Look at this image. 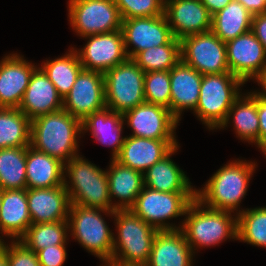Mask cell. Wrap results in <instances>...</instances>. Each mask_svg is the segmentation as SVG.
<instances>
[{
	"label": "cell",
	"instance_id": "1",
	"mask_svg": "<svg viewBox=\"0 0 266 266\" xmlns=\"http://www.w3.org/2000/svg\"><path fill=\"white\" fill-rule=\"evenodd\" d=\"M81 133L82 121L61 109L31 120L30 146L65 164L79 155Z\"/></svg>",
	"mask_w": 266,
	"mask_h": 266
},
{
	"label": "cell",
	"instance_id": "2",
	"mask_svg": "<svg viewBox=\"0 0 266 266\" xmlns=\"http://www.w3.org/2000/svg\"><path fill=\"white\" fill-rule=\"evenodd\" d=\"M255 163L239 158L226 163L209 178L203 188L196 189V199L208 208L236 211L239 214L240 203L246 196L257 166Z\"/></svg>",
	"mask_w": 266,
	"mask_h": 266
},
{
	"label": "cell",
	"instance_id": "3",
	"mask_svg": "<svg viewBox=\"0 0 266 266\" xmlns=\"http://www.w3.org/2000/svg\"><path fill=\"white\" fill-rule=\"evenodd\" d=\"M117 235H113L110 266H145L159 230L139 218L131 209L114 210Z\"/></svg>",
	"mask_w": 266,
	"mask_h": 266
},
{
	"label": "cell",
	"instance_id": "4",
	"mask_svg": "<svg viewBox=\"0 0 266 266\" xmlns=\"http://www.w3.org/2000/svg\"><path fill=\"white\" fill-rule=\"evenodd\" d=\"M231 213L208 208L196 198L191 202L180 230L193 253H197L198 247L215 246L227 239L237 240V214Z\"/></svg>",
	"mask_w": 266,
	"mask_h": 266
},
{
	"label": "cell",
	"instance_id": "5",
	"mask_svg": "<svg viewBox=\"0 0 266 266\" xmlns=\"http://www.w3.org/2000/svg\"><path fill=\"white\" fill-rule=\"evenodd\" d=\"M83 158L79 154L64 164V186L70 204L112 210L106 170Z\"/></svg>",
	"mask_w": 266,
	"mask_h": 266
},
{
	"label": "cell",
	"instance_id": "6",
	"mask_svg": "<svg viewBox=\"0 0 266 266\" xmlns=\"http://www.w3.org/2000/svg\"><path fill=\"white\" fill-rule=\"evenodd\" d=\"M244 84L230 72L203 75L194 114L210 130L219 129L224 124L233 102L241 95L240 89Z\"/></svg>",
	"mask_w": 266,
	"mask_h": 266
},
{
	"label": "cell",
	"instance_id": "7",
	"mask_svg": "<svg viewBox=\"0 0 266 266\" xmlns=\"http://www.w3.org/2000/svg\"><path fill=\"white\" fill-rule=\"evenodd\" d=\"M114 215V210L87 208L77 204H70L68 225L70 235L92 255L103 261V265L110 264L113 254V235L107 222L101 215Z\"/></svg>",
	"mask_w": 266,
	"mask_h": 266
},
{
	"label": "cell",
	"instance_id": "8",
	"mask_svg": "<svg viewBox=\"0 0 266 266\" xmlns=\"http://www.w3.org/2000/svg\"><path fill=\"white\" fill-rule=\"evenodd\" d=\"M195 198L196 192H161L143 186L130 209L159 231L179 230L181 225L176 226L165 221L185 215Z\"/></svg>",
	"mask_w": 266,
	"mask_h": 266
},
{
	"label": "cell",
	"instance_id": "9",
	"mask_svg": "<svg viewBox=\"0 0 266 266\" xmlns=\"http://www.w3.org/2000/svg\"><path fill=\"white\" fill-rule=\"evenodd\" d=\"M145 72L132 60L116 65L104 74L106 107L124 113L145 102Z\"/></svg>",
	"mask_w": 266,
	"mask_h": 266
},
{
	"label": "cell",
	"instance_id": "10",
	"mask_svg": "<svg viewBox=\"0 0 266 266\" xmlns=\"http://www.w3.org/2000/svg\"><path fill=\"white\" fill-rule=\"evenodd\" d=\"M68 8L70 25L80 37L121 30L115 0H69Z\"/></svg>",
	"mask_w": 266,
	"mask_h": 266
},
{
	"label": "cell",
	"instance_id": "11",
	"mask_svg": "<svg viewBox=\"0 0 266 266\" xmlns=\"http://www.w3.org/2000/svg\"><path fill=\"white\" fill-rule=\"evenodd\" d=\"M180 42L181 60L202 75L230 72L226 42L212 31L185 36Z\"/></svg>",
	"mask_w": 266,
	"mask_h": 266
},
{
	"label": "cell",
	"instance_id": "12",
	"mask_svg": "<svg viewBox=\"0 0 266 266\" xmlns=\"http://www.w3.org/2000/svg\"><path fill=\"white\" fill-rule=\"evenodd\" d=\"M121 30L125 51L129 59L138 52L164 44H181L173 36L166 16L139 17L122 20ZM134 47L129 48L132 45ZM130 49V50H129Z\"/></svg>",
	"mask_w": 266,
	"mask_h": 266
},
{
	"label": "cell",
	"instance_id": "13",
	"mask_svg": "<svg viewBox=\"0 0 266 266\" xmlns=\"http://www.w3.org/2000/svg\"><path fill=\"white\" fill-rule=\"evenodd\" d=\"M124 123L132 129L131 136L157 140H177L179 121L164 106L144 102L123 113Z\"/></svg>",
	"mask_w": 266,
	"mask_h": 266
},
{
	"label": "cell",
	"instance_id": "14",
	"mask_svg": "<svg viewBox=\"0 0 266 266\" xmlns=\"http://www.w3.org/2000/svg\"><path fill=\"white\" fill-rule=\"evenodd\" d=\"M83 38L88 39L86 45L78 51L75 50L85 70L105 74L108 70L128 59L122 30L89 35Z\"/></svg>",
	"mask_w": 266,
	"mask_h": 266
},
{
	"label": "cell",
	"instance_id": "15",
	"mask_svg": "<svg viewBox=\"0 0 266 266\" xmlns=\"http://www.w3.org/2000/svg\"><path fill=\"white\" fill-rule=\"evenodd\" d=\"M226 53L230 73L245 84L256 80L266 68V50L252 31L227 41Z\"/></svg>",
	"mask_w": 266,
	"mask_h": 266
},
{
	"label": "cell",
	"instance_id": "16",
	"mask_svg": "<svg viewBox=\"0 0 266 266\" xmlns=\"http://www.w3.org/2000/svg\"><path fill=\"white\" fill-rule=\"evenodd\" d=\"M106 107L104 74L83 69L70 92L63 98V109L83 121Z\"/></svg>",
	"mask_w": 266,
	"mask_h": 266
},
{
	"label": "cell",
	"instance_id": "17",
	"mask_svg": "<svg viewBox=\"0 0 266 266\" xmlns=\"http://www.w3.org/2000/svg\"><path fill=\"white\" fill-rule=\"evenodd\" d=\"M164 15L176 39L211 31L212 15L201 0H164Z\"/></svg>",
	"mask_w": 266,
	"mask_h": 266
},
{
	"label": "cell",
	"instance_id": "18",
	"mask_svg": "<svg viewBox=\"0 0 266 266\" xmlns=\"http://www.w3.org/2000/svg\"><path fill=\"white\" fill-rule=\"evenodd\" d=\"M17 53L5 55L0 61V107L19 108L37 67Z\"/></svg>",
	"mask_w": 266,
	"mask_h": 266
},
{
	"label": "cell",
	"instance_id": "19",
	"mask_svg": "<svg viewBox=\"0 0 266 266\" xmlns=\"http://www.w3.org/2000/svg\"><path fill=\"white\" fill-rule=\"evenodd\" d=\"M176 146L177 140H157L130 135L126 136L121 152L115 160L123 166L144 173Z\"/></svg>",
	"mask_w": 266,
	"mask_h": 266
},
{
	"label": "cell",
	"instance_id": "20",
	"mask_svg": "<svg viewBox=\"0 0 266 266\" xmlns=\"http://www.w3.org/2000/svg\"><path fill=\"white\" fill-rule=\"evenodd\" d=\"M18 109L30 120L63 109V98L40 66L34 69Z\"/></svg>",
	"mask_w": 266,
	"mask_h": 266
},
{
	"label": "cell",
	"instance_id": "21",
	"mask_svg": "<svg viewBox=\"0 0 266 266\" xmlns=\"http://www.w3.org/2000/svg\"><path fill=\"white\" fill-rule=\"evenodd\" d=\"M170 112L178 120L184 110L196 109L203 75L180 60L170 70Z\"/></svg>",
	"mask_w": 266,
	"mask_h": 266
},
{
	"label": "cell",
	"instance_id": "22",
	"mask_svg": "<svg viewBox=\"0 0 266 266\" xmlns=\"http://www.w3.org/2000/svg\"><path fill=\"white\" fill-rule=\"evenodd\" d=\"M27 202L32 224L68 220L70 199L64 185L27 189Z\"/></svg>",
	"mask_w": 266,
	"mask_h": 266
},
{
	"label": "cell",
	"instance_id": "23",
	"mask_svg": "<svg viewBox=\"0 0 266 266\" xmlns=\"http://www.w3.org/2000/svg\"><path fill=\"white\" fill-rule=\"evenodd\" d=\"M193 256L180 229L158 231L145 266H193Z\"/></svg>",
	"mask_w": 266,
	"mask_h": 266
},
{
	"label": "cell",
	"instance_id": "24",
	"mask_svg": "<svg viewBox=\"0 0 266 266\" xmlns=\"http://www.w3.org/2000/svg\"><path fill=\"white\" fill-rule=\"evenodd\" d=\"M32 224L28 210L27 189L2 190L0 210V240H19ZM4 234V235H3Z\"/></svg>",
	"mask_w": 266,
	"mask_h": 266
},
{
	"label": "cell",
	"instance_id": "25",
	"mask_svg": "<svg viewBox=\"0 0 266 266\" xmlns=\"http://www.w3.org/2000/svg\"><path fill=\"white\" fill-rule=\"evenodd\" d=\"M106 170L112 210L130 209L144 186L143 173L111 159ZM119 200L113 203L114 198ZM113 198V199H112Z\"/></svg>",
	"mask_w": 266,
	"mask_h": 266
},
{
	"label": "cell",
	"instance_id": "26",
	"mask_svg": "<svg viewBox=\"0 0 266 266\" xmlns=\"http://www.w3.org/2000/svg\"><path fill=\"white\" fill-rule=\"evenodd\" d=\"M124 127L123 114L105 107L88 115L82 121V134L90 130L96 141L112 147V160L122 149L126 137H121Z\"/></svg>",
	"mask_w": 266,
	"mask_h": 266
},
{
	"label": "cell",
	"instance_id": "27",
	"mask_svg": "<svg viewBox=\"0 0 266 266\" xmlns=\"http://www.w3.org/2000/svg\"><path fill=\"white\" fill-rule=\"evenodd\" d=\"M26 189L64 185V163L59 159L26 147Z\"/></svg>",
	"mask_w": 266,
	"mask_h": 266
},
{
	"label": "cell",
	"instance_id": "28",
	"mask_svg": "<svg viewBox=\"0 0 266 266\" xmlns=\"http://www.w3.org/2000/svg\"><path fill=\"white\" fill-rule=\"evenodd\" d=\"M178 149L179 145L143 173L144 186L161 192H196L185 172L171 159Z\"/></svg>",
	"mask_w": 266,
	"mask_h": 266
},
{
	"label": "cell",
	"instance_id": "29",
	"mask_svg": "<svg viewBox=\"0 0 266 266\" xmlns=\"http://www.w3.org/2000/svg\"><path fill=\"white\" fill-rule=\"evenodd\" d=\"M231 117V118H230ZM233 120V128L237 138L254 143L259 149V117L257 113V90L241 95L233 102L224 124L219 129L228 126Z\"/></svg>",
	"mask_w": 266,
	"mask_h": 266
},
{
	"label": "cell",
	"instance_id": "30",
	"mask_svg": "<svg viewBox=\"0 0 266 266\" xmlns=\"http://www.w3.org/2000/svg\"><path fill=\"white\" fill-rule=\"evenodd\" d=\"M253 15L238 1L212 15L211 31L223 42L251 31Z\"/></svg>",
	"mask_w": 266,
	"mask_h": 266
},
{
	"label": "cell",
	"instance_id": "31",
	"mask_svg": "<svg viewBox=\"0 0 266 266\" xmlns=\"http://www.w3.org/2000/svg\"><path fill=\"white\" fill-rule=\"evenodd\" d=\"M31 120L18 108L0 107V149L28 147Z\"/></svg>",
	"mask_w": 266,
	"mask_h": 266
},
{
	"label": "cell",
	"instance_id": "32",
	"mask_svg": "<svg viewBox=\"0 0 266 266\" xmlns=\"http://www.w3.org/2000/svg\"><path fill=\"white\" fill-rule=\"evenodd\" d=\"M68 52L54 60H46L41 65L62 98L70 92L79 73L84 69L75 48L71 47Z\"/></svg>",
	"mask_w": 266,
	"mask_h": 266
},
{
	"label": "cell",
	"instance_id": "33",
	"mask_svg": "<svg viewBox=\"0 0 266 266\" xmlns=\"http://www.w3.org/2000/svg\"><path fill=\"white\" fill-rule=\"evenodd\" d=\"M26 147L0 149V189H26Z\"/></svg>",
	"mask_w": 266,
	"mask_h": 266
},
{
	"label": "cell",
	"instance_id": "34",
	"mask_svg": "<svg viewBox=\"0 0 266 266\" xmlns=\"http://www.w3.org/2000/svg\"><path fill=\"white\" fill-rule=\"evenodd\" d=\"M68 232V221L31 224L19 241L37 252L53 245H66L69 240Z\"/></svg>",
	"mask_w": 266,
	"mask_h": 266
},
{
	"label": "cell",
	"instance_id": "35",
	"mask_svg": "<svg viewBox=\"0 0 266 266\" xmlns=\"http://www.w3.org/2000/svg\"><path fill=\"white\" fill-rule=\"evenodd\" d=\"M240 210L237 214V240L266 248V206Z\"/></svg>",
	"mask_w": 266,
	"mask_h": 266
},
{
	"label": "cell",
	"instance_id": "36",
	"mask_svg": "<svg viewBox=\"0 0 266 266\" xmlns=\"http://www.w3.org/2000/svg\"><path fill=\"white\" fill-rule=\"evenodd\" d=\"M132 60L145 72L169 71L181 60V44H164L138 52Z\"/></svg>",
	"mask_w": 266,
	"mask_h": 266
},
{
	"label": "cell",
	"instance_id": "37",
	"mask_svg": "<svg viewBox=\"0 0 266 266\" xmlns=\"http://www.w3.org/2000/svg\"><path fill=\"white\" fill-rule=\"evenodd\" d=\"M145 102L164 106L170 110V71H150L144 79Z\"/></svg>",
	"mask_w": 266,
	"mask_h": 266
},
{
	"label": "cell",
	"instance_id": "38",
	"mask_svg": "<svg viewBox=\"0 0 266 266\" xmlns=\"http://www.w3.org/2000/svg\"><path fill=\"white\" fill-rule=\"evenodd\" d=\"M122 20L164 14V0H115Z\"/></svg>",
	"mask_w": 266,
	"mask_h": 266
},
{
	"label": "cell",
	"instance_id": "39",
	"mask_svg": "<svg viewBox=\"0 0 266 266\" xmlns=\"http://www.w3.org/2000/svg\"><path fill=\"white\" fill-rule=\"evenodd\" d=\"M1 241L0 249L7 255L9 266H41L37 253L27 248L19 240H11V244Z\"/></svg>",
	"mask_w": 266,
	"mask_h": 266
},
{
	"label": "cell",
	"instance_id": "40",
	"mask_svg": "<svg viewBox=\"0 0 266 266\" xmlns=\"http://www.w3.org/2000/svg\"><path fill=\"white\" fill-rule=\"evenodd\" d=\"M41 266H63L66 257V245H53L36 252Z\"/></svg>",
	"mask_w": 266,
	"mask_h": 266
},
{
	"label": "cell",
	"instance_id": "41",
	"mask_svg": "<svg viewBox=\"0 0 266 266\" xmlns=\"http://www.w3.org/2000/svg\"><path fill=\"white\" fill-rule=\"evenodd\" d=\"M257 113L259 117V148L266 147V97L257 92Z\"/></svg>",
	"mask_w": 266,
	"mask_h": 266
},
{
	"label": "cell",
	"instance_id": "42",
	"mask_svg": "<svg viewBox=\"0 0 266 266\" xmlns=\"http://www.w3.org/2000/svg\"><path fill=\"white\" fill-rule=\"evenodd\" d=\"M251 31L266 50V13L253 15Z\"/></svg>",
	"mask_w": 266,
	"mask_h": 266
},
{
	"label": "cell",
	"instance_id": "43",
	"mask_svg": "<svg viewBox=\"0 0 266 266\" xmlns=\"http://www.w3.org/2000/svg\"><path fill=\"white\" fill-rule=\"evenodd\" d=\"M252 15L266 13V0H236Z\"/></svg>",
	"mask_w": 266,
	"mask_h": 266
},
{
	"label": "cell",
	"instance_id": "44",
	"mask_svg": "<svg viewBox=\"0 0 266 266\" xmlns=\"http://www.w3.org/2000/svg\"><path fill=\"white\" fill-rule=\"evenodd\" d=\"M211 15L225 8L232 0H201Z\"/></svg>",
	"mask_w": 266,
	"mask_h": 266
},
{
	"label": "cell",
	"instance_id": "45",
	"mask_svg": "<svg viewBox=\"0 0 266 266\" xmlns=\"http://www.w3.org/2000/svg\"><path fill=\"white\" fill-rule=\"evenodd\" d=\"M258 82V85H261L262 90L258 93L266 97V68L263 70V73L255 80Z\"/></svg>",
	"mask_w": 266,
	"mask_h": 266
},
{
	"label": "cell",
	"instance_id": "46",
	"mask_svg": "<svg viewBox=\"0 0 266 266\" xmlns=\"http://www.w3.org/2000/svg\"><path fill=\"white\" fill-rule=\"evenodd\" d=\"M0 266H9L7 255L0 249Z\"/></svg>",
	"mask_w": 266,
	"mask_h": 266
},
{
	"label": "cell",
	"instance_id": "47",
	"mask_svg": "<svg viewBox=\"0 0 266 266\" xmlns=\"http://www.w3.org/2000/svg\"><path fill=\"white\" fill-rule=\"evenodd\" d=\"M1 203H2V189H0V210H1Z\"/></svg>",
	"mask_w": 266,
	"mask_h": 266
},
{
	"label": "cell",
	"instance_id": "48",
	"mask_svg": "<svg viewBox=\"0 0 266 266\" xmlns=\"http://www.w3.org/2000/svg\"><path fill=\"white\" fill-rule=\"evenodd\" d=\"M261 152L266 156V147Z\"/></svg>",
	"mask_w": 266,
	"mask_h": 266
}]
</instances>
